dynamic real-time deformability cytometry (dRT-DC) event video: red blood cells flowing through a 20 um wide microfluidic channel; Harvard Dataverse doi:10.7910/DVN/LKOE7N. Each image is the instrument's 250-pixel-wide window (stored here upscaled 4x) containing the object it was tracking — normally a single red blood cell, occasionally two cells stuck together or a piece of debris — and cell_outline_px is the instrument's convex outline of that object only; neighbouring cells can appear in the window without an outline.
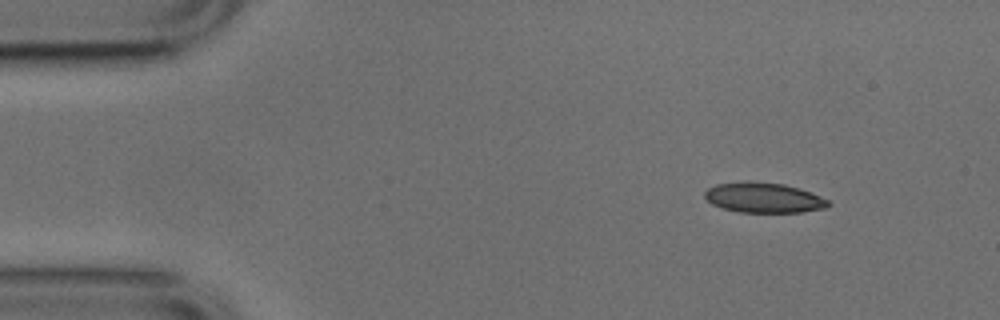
{"species": "common noctule bat (a hibernating species)", "species_latin": "Nyctalus noctula", "temperature_condition": "cold", "stored_images_in_passage": 4, "camera_frame_rate_fps": 3000, "um_per_image_px": 0.085, "animal": {"sex": "male", "body_mass_g": 17.9, "forearm_length_mm": 54.2}, "frame": {"image": 1, "passage_image": 1, "time_ms": 0.0, "image_size_px": [1000, 320], "cell_outline_px": [[832, 204], [824, 208], [800, 212], [740, 212], [724, 208], [712, 204], [704, 196], [704, 192], [708, 188], [716, 184], [748, 180], [784, 184], [800, 188], [812, 192], [828, 200]], "centroid_in_image_um": [64.92, 16.78], "position_along_channel_um": 20.1, "area_um2": 21.79}}
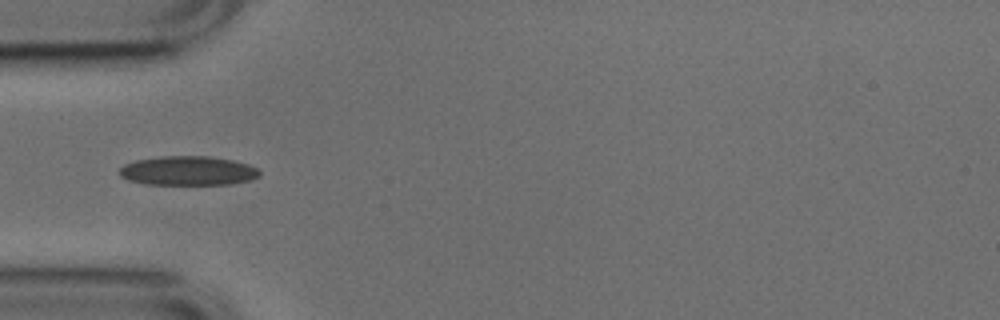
{"frame": {"image": 2, "passage_image": 4, "time_ms": 1.0, "image_size_px": [1000, 320], "cell_outline_px": [[260, 176], [248, 180], [228, 184], [144, 184], [128, 180], [120, 176], [116, 172], [124, 164], [136, 160], [160, 156], [208, 156], [232, 160], [248, 164], [256, 168], [260, 172]], "centroid_in_image_um": [15.92, 14.51], "position_along_channel_um": 69.1, "area_um2": 23.87}}